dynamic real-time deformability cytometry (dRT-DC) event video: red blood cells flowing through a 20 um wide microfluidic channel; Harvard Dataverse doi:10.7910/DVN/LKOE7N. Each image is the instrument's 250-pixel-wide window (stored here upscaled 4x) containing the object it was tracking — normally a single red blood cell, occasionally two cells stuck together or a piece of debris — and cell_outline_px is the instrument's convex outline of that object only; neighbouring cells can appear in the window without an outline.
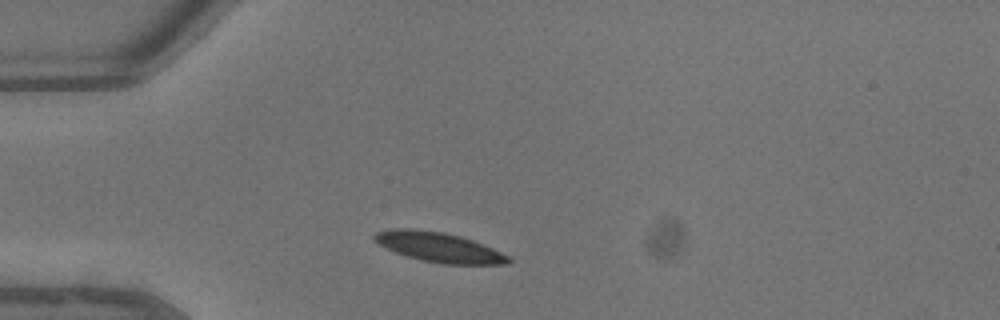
{"species": "common noctule bat (a hibernating species)", "species_latin": "Nyctalus noctula", "temperature_condition": "warm", "stored_images_in_passage": 26, "camera_frame_rate_fps": 3000, "um_per_image_px": 0.085, "animal": {"sex": "male", "body_mass_g": 13.3}, "frame": {"image": 1, "passage_image": 1, "time_ms": 0.0, "image_size_px": [1000, 320], "cell_outline_px": [[512, 260], [508, 264], [444, 264], [420, 260], [396, 252], [372, 240], [372, 236], [376, 232], [392, 228], [408, 228], [444, 232], [460, 236], [472, 240], [492, 248], [508, 256]], "centroid_in_image_um": [37.29, 21.0], "position_along_channel_um": 47.7, "area_um2": 23.06}}
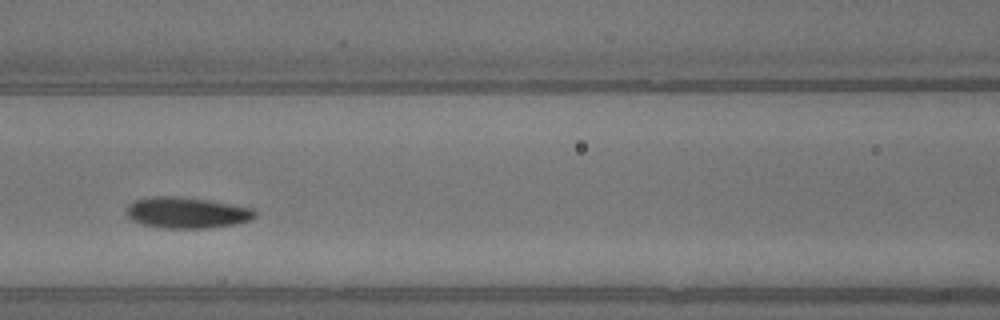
{"frame": {"image": 2, "passage_image": 9, "time_ms": 2.667, "image_size_px": [1000, 320], "cell_outline_px": [[256, 216], [252, 220], [236, 224], [212, 228], [160, 228], [140, 224], [132, 220], [124, 212], [124, 208], [132, 200], [152, 196], [180, 196], [208, 200], [256, 208]], "centroid_in_image_um": [15.86, 18.07], "position_along_channel_um": 150.7, "area_um2": 23.93}}
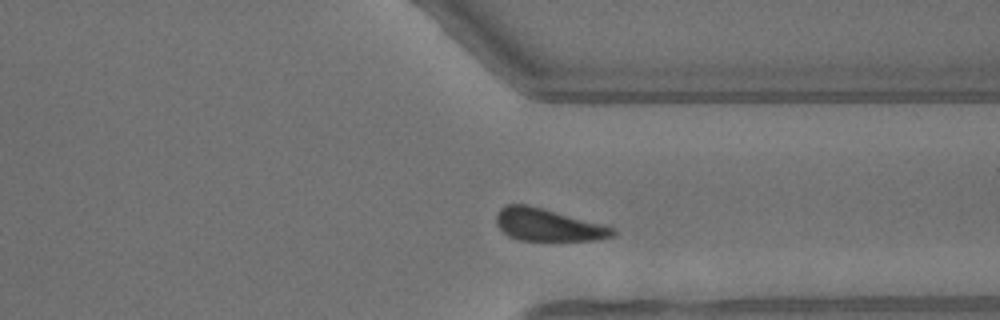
{"frame": {"image": 3, "passage_image": 23, "time_ms": 7.333, "image_size_px": [1000, 320], "cell_outline_px": [[616, 236], [596, 240], [520, 240], [508, 236], [496, 224], [496, 216], [500, 208], [508, 204], [528, 204], [616, 228]], "centroid_in_image_um": [46.58, 19.11], "position_along_channel_um": 364.8, "area_um2": 21.91}, "authors_computed_cell_mechanics": {"area_um2": 23.1778, "velocity_mm_per_s": 4.5799, "shape_relaxation_time_tau1_ms": 2.0036, "shape_relaxation_time_tau2_ms": null, "deformation_change_tau1": 0.1053, "deformation_change_tau2": null}}